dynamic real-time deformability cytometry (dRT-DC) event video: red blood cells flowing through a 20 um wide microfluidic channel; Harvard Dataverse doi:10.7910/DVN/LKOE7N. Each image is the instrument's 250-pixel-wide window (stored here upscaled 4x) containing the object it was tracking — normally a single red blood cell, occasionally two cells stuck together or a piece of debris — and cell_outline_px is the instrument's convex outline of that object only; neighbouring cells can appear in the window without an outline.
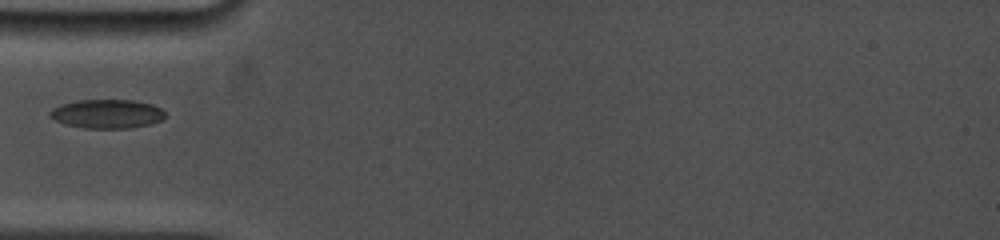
{"species": "common noctule bat (a hibernating species)", "species_latin": "Nyctalus noctula", "temperature_condition": "cold", "stored_images_in_passage": 7, "camera_frame_rate_fps": 5000, "um_per_image_px": 0.085, "animal": {"sex": "female", "body_mass_g": 19.0, "forearm_length_mm": 53.3}, "frame": {"image": 1, "passage_image": 1, "time_ms": 0.0, "image_size_px": [1000, 240], "cell_outline_px": [[168, 116], [160, 120], [148, 124], [128, 128], [84, 128], [64, 124], [48, 116], [48, 112], [52, 108], [76, 100], [132, 100], [152, 104], [160, 108]], "centroid_in_image_um": [9.08, 9.67], "position_along_channel_um": 75.9, "area_um2": 19.36}}
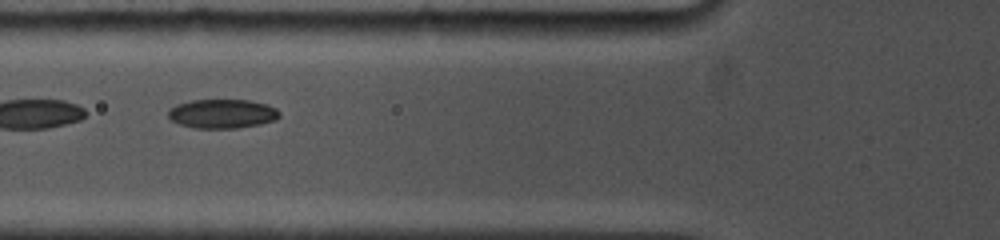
{"frame": {"image": 2, "passage_image": 4, "time_ms": 0.8, "image_size_px": [1000, 240], "cell_outline_px": [[280, 116], [276, 120], [260, 124], [236, 128], [196, 128], [180, 124], [172, 120], [168, 116], [168, 108], [176, 104], [192, 100], [248, 100], [268, 104], [276, 108], [280, 112]], "centroid_in_image_um": [18.9, 9.66], "position_along_channel_um": 106.9, "area_um2": 18.96}}